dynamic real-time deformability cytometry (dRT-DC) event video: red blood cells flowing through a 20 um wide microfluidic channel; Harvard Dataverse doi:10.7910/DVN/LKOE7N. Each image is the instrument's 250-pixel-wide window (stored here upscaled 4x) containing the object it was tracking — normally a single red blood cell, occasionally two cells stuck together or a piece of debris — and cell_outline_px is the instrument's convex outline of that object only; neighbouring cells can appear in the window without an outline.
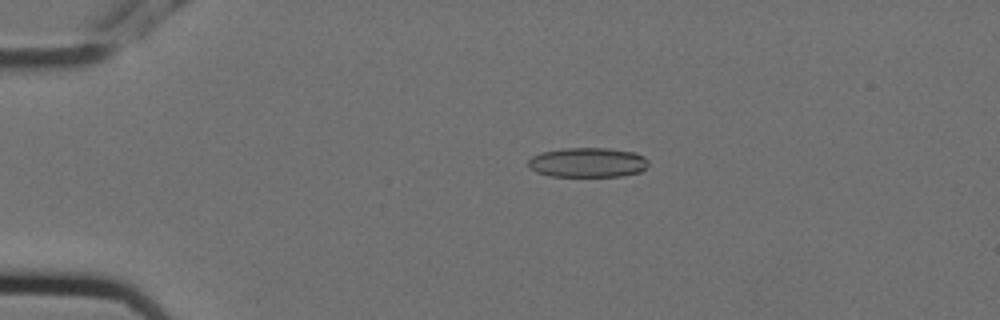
{"species": "Egyptian fruit bat (a non-hibernating species)", "species_latin": "Rousettus aegyptiacus", "temperature_condition": "cold", "stored_images_in_passage": 8, "camera_frame_rate_fps": 3000, "um_per_image_px": 0.085, "animal": {"sex": "female"}, "frame": {"image": 1, "passage_image": 4, "time_ms": 1.0, "image_size_px": [1000, 320], "cell_outline_px": [[648, 164], [640, 172], [620, 176], [548, 176], [536, 172], [528, 168], [528, 160], [532, 156], [540, 152], [564, 148], [608, 148], [636, 152], [644, 156], [648, 160]], "centroid_in_image_um": [49.93, 13.8], "position_along_channel_um": 35.1, "area_um2": 20.98}}
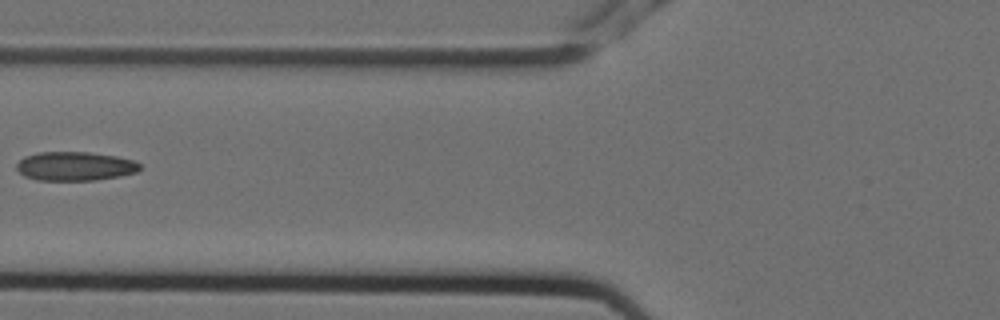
{"frame": {"image": 2, "passage_image": 7, "time_ms": 2.0, "image_size_px": [1000, 320], "cell_outline_px": [[140, 168], [136, 172], [120, 176], [96, 180], [36, 180], [24, 176], [16, 168], [16, 164], [24, 156], [40, 152], [88, 152], [116, 156], [132, 160], [140, 164]], "centroid_in_image_um": [6.35, 14.13], "position_along_channel_um": 119.4, "area_um2": 20.75}}
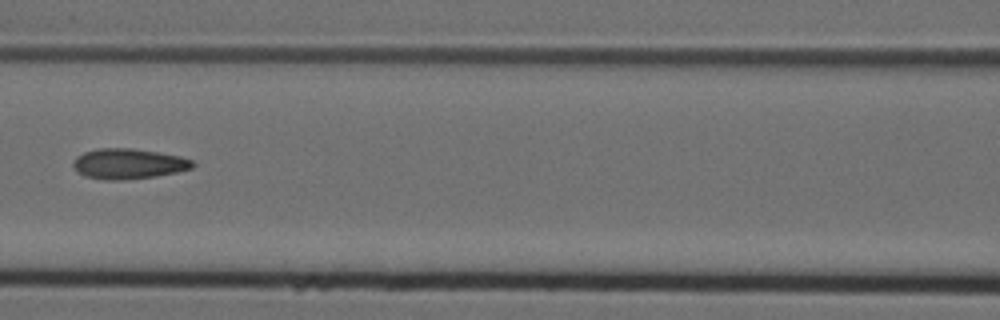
{"frame": {"image": 3, "passage_image": 8, "time_ms": 2.333, "image_size_px": [1000, 320], "cell_outline_px": [[196, 164], [192, 168], [176, 172], [156, 176], [124, 180], [108, 180], [84, 176], [76, 172], [72, 164], [76, 156], [84, 152], [96, 148], [132, 148], [180, 156], [192, 160]], "centroid_in_image_um": [10.89, 13.92], "position_along_channel_um": 155.7, "area_um2": 21.21}}